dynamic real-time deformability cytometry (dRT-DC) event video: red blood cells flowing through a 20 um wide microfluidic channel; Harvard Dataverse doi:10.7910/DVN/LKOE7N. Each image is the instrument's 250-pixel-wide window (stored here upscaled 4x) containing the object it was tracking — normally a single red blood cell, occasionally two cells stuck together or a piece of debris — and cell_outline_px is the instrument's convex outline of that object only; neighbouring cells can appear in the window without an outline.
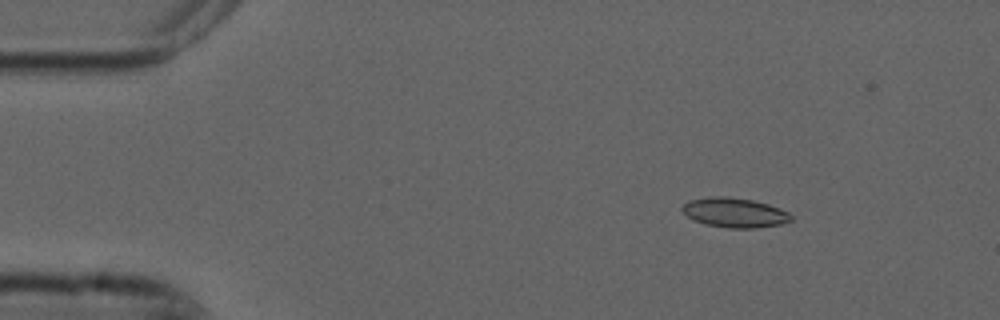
{"species": "common noctule bat (a hibernating species)", "species_latin": "Nyctalus noctula", "temperature_condition": "cold", "stored_images_in_passage": 5, "camera_frame_rate_fps": 3000, "um_per_image_px": 0.085, "animal": {"sex": "male", "forearm_length_mm": 52.5}, "frame": {"image": 1, "passage_image": 2, "time_ms": 0.333, "image_size_px": [1000, 320], "cell_outline_px": [[792, 220], [780, 224], [752, 228], [728, 228], [704, 224], [692, 220], [680, 208], [688, 200], [712, 196], [724, 196], [752, 200], [768, 204], [780, 208], [788, 212], [792, 216]], "centroid_in_image_um": [62.41, 18.07], "position_along_channel_um": 22.6, "area_um2": 18.79}}
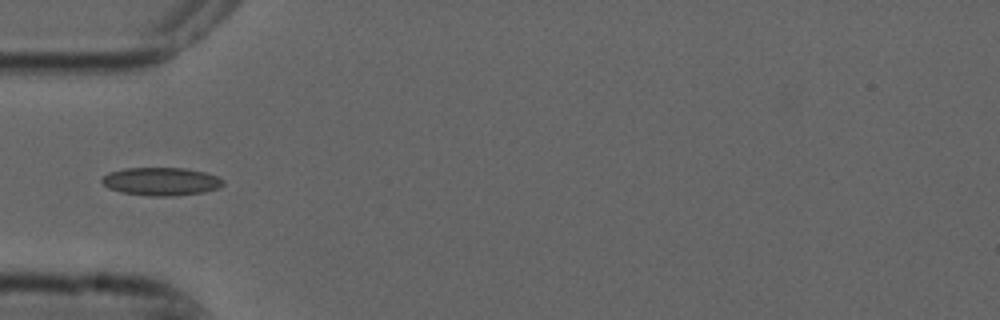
{"frame": {"image": 2, "passage_image": 5, "time_ms": 1.333, "image_size_px": [1000, 320], "cell_outline_px": [[224, 184], [220, 188], [204, 192], [172, 196], [152, 196], [120, 192], [108, 188], [100, 180], [108, 172], [124, 168], [184, 168], [204, 172], [216, 176], [224, 180]], "centroid_in_image_um": [13.69, 15.42], "position_along_channel_um": 71.3, "area_um2": 19.88}}